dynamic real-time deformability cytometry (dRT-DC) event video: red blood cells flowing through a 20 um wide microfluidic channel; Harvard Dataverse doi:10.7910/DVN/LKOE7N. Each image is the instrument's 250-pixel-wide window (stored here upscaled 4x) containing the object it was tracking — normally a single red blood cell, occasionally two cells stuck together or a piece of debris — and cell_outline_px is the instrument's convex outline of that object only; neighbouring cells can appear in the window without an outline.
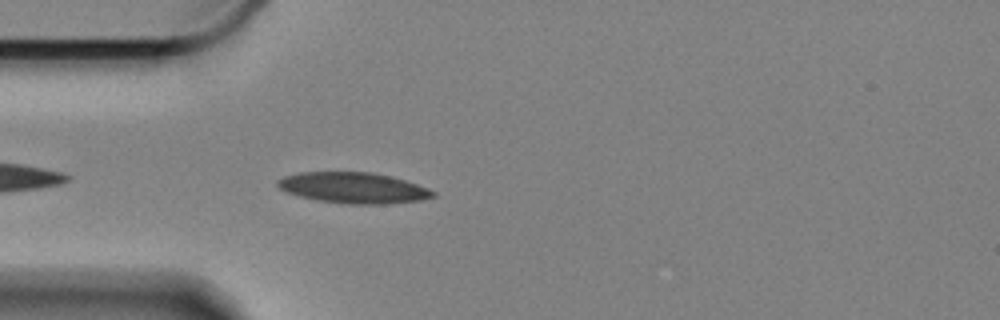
{"species": "Egyptian fruit bat (a non-hibernating species)", "species_latin": "Rousettus aegyptiacus", "temperature_condition": "cold", "stored_images_in_passage": 19, "camera_frame_rate_fps": 3000, "um_per_image_px": 0.085, "animal": {"sex": "female"}, "frame": {"image": 1, "passage_image": 4, "time_ms": 1.0, "image_size_px": [1000, 320], "cell_outline_px": [[436, 196], [420, 200], [388, 204], [344, 204], [316, 200], [300, 196], [288, 192], [280, 188], [276, 184], [276, 180], [284, 176], [300, 172], [372, 172], [392, 176], [428, 188], [436, 192]], "centroid_in_image_um": [30.04, 15.97], "position_along_channel_um": 55.0, "area_um2": 28.03}}
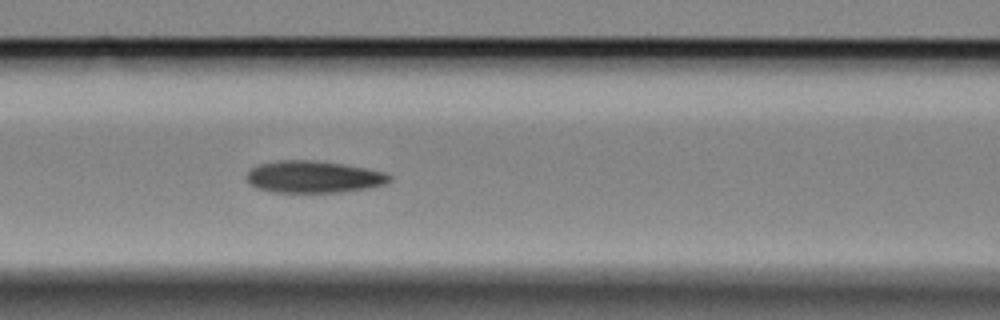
{"frame": {"image": 2, "passage_image": 12, "time_ms": 3.667, "image_size_px": [1000, 320], "cell_outline_px": [[388, 180], [384, 184], [364, 188], [340, 192], [272, 192], [256, 188], [248, 184], [248, 172], [252, 168], [260, 164], [280, 160], [312, 160], [340, 164], [364, 168], [380, 172], [388, 176]], "centroid_in_image_um": [26.54, 15.04], "position_along_channel_um": 140.1, "area_um2": 25.95}}
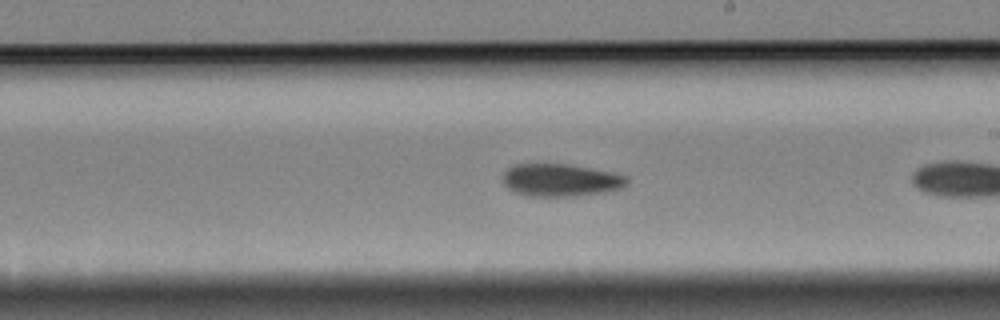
{"frame": {"image": 3, "passage_image": 18, "time_ms": 5.667, "image_size_px": [1000, 320], "cell_outline_px": [[628, 184], [612, 192], [572, 196], [528, 196], [516, 192], [508, 188], [504, 184], [504, 172], [508, 168], [516, 164], [568, 164], [612, 172], [628, 176]], "centroid_in_image_um": [47.71, 15.31], "position_along_channel_um": 241.3, "area_um2": 23.64}}